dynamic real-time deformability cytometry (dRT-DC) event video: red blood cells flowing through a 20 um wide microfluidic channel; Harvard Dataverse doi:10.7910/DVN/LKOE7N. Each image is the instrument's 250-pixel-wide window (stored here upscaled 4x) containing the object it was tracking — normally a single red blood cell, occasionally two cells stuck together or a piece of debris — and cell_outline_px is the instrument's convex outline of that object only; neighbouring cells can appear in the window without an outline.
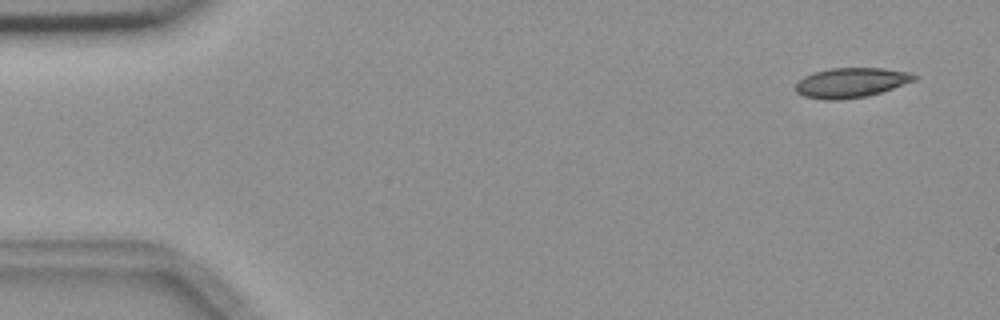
{"species": "common noctule bat (a hibernating species)", "species_latin": "Nyctalus noctula", "temperature_condition": "room temperature", "stored_images_in_passage": 4, "camera_frame_rate_fps": 3000, "um_per_image_px": 0.085, "animal": {"sex": "female", "body_mass_g": 18.4}, "frame": {"image": 1, "passage_image": 1, "time_ms": 0.0, "image_size_px": [1000, 320], "cell_outline_px": [[920, 76], [916, 80], [868, 96], [840, 100], [824, 100], [804, 96], [796, 92], [796, 84], [804, 76], [812, 72], [828, 68], [884, 68], [908, 72]], "centroid_in_image_um": [72.34, 7.02], "position_along_channel_um": 12.7, "area_um2": 20.69}}